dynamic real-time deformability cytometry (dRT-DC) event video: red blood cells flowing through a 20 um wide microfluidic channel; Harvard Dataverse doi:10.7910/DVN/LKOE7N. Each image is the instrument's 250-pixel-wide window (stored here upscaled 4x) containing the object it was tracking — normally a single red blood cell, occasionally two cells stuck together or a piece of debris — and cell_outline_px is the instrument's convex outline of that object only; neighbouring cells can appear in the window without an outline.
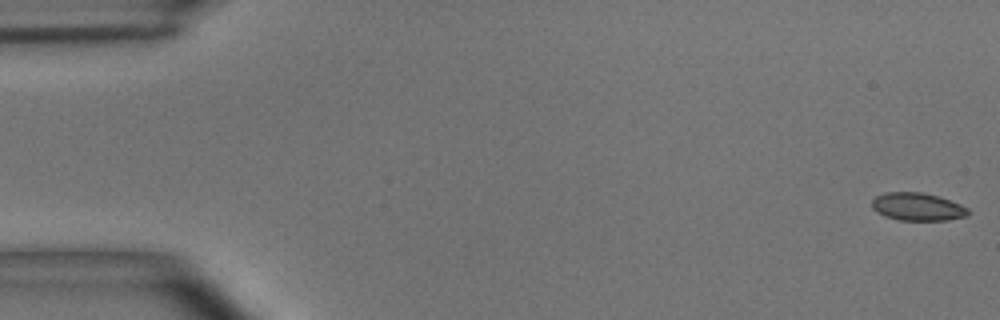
{"species": "common noctule bat (a hibernating species)", "species_latin": "Nyctalus noctula", "temperature_condition": "room temperature", "stored_images_in_passage": 55, "camera_frame_rate_fps": 3000, "um_per_image_px": 0.085, "animal": {"sex": "male", "body_mass_g": 15.6}, "frame": {"image": 1, "passage_image": 1, "time_ms": 0.0, "image_size_px": [1000, 320], "cell_outline_px": [[968, 216], [948, 220], [900, 220], [884, 216], [876, 212], [872, 208], [872, 200], [876, 196], [884, 192], [924, 192], [940, 196], [960, 204], [968, 208]], "centroid_in_image_um": [77.98, 17.56], "position_along_channel_um": 7.0, "area_um2": 15.78}}
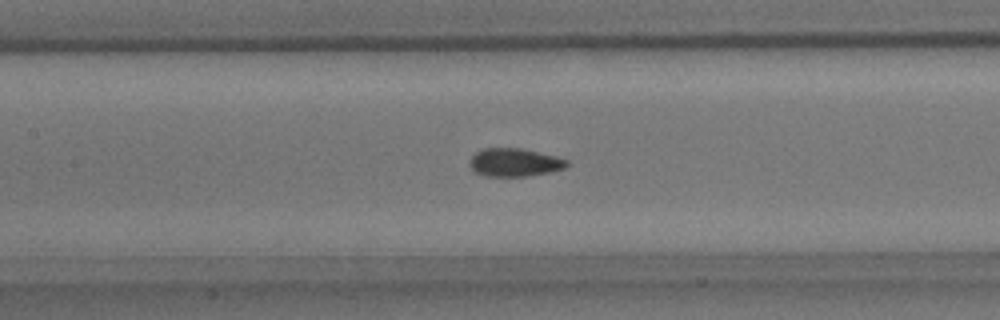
{"frame": {"image": 2, "passage_image": 25, "time_ms": 8.0, "image_size_px": [1000, 320], "cell_outline_px": [[568, 164], [564, 168], [552, 172], [528, 176], [488, 176], [476, 172], [472, 168], [472, 156], [476, 152], [484, 148], [520, 148], [556, 156], [568, 160]], "centroid_in_image_um": [43.79, 13.8], "position_along_channel_um": 163.6, "area_um2": 15.72}}
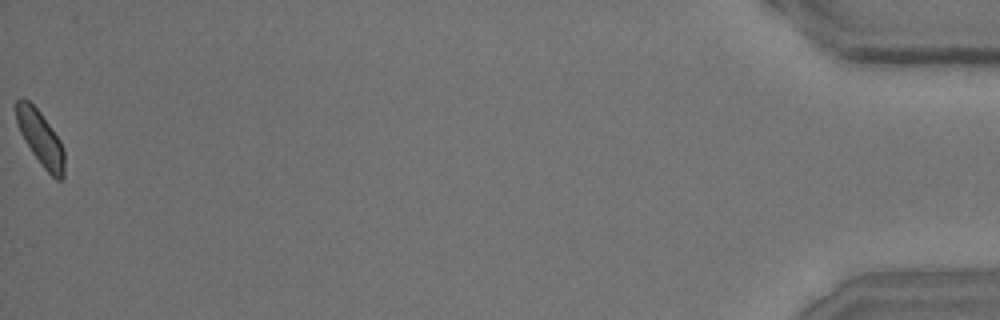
{"frame": {"image": 3, "passage_image": 55, "time_ms": 18.0, "image_size_px": [1000, 320], "cell_outline_px": [[64, 176], [60, 180], [56, 180], [44, 168], [32, 152], [24, 140], [20, 132], [16, 120], [16, 100], [20, 96], [28, 100], [40, 112], [60, 140], [64, 148]], "centroid_in_image_um": [3.44, 11.74], "position_along_channel_um": 431.8, "area_um2": 15.26}, "authors_computed_cell_mechanics": {"area_um2": 15.7794, "velocity_mm_per_s": 3.6613, "shape_relaxation_time_tau1_ms": 4.7824, "shape_relaxation_time_tau2_ms": 1.1977, "deformation_change_tau1": 0.1261, "deformation_change_tau2": 0.0574}}